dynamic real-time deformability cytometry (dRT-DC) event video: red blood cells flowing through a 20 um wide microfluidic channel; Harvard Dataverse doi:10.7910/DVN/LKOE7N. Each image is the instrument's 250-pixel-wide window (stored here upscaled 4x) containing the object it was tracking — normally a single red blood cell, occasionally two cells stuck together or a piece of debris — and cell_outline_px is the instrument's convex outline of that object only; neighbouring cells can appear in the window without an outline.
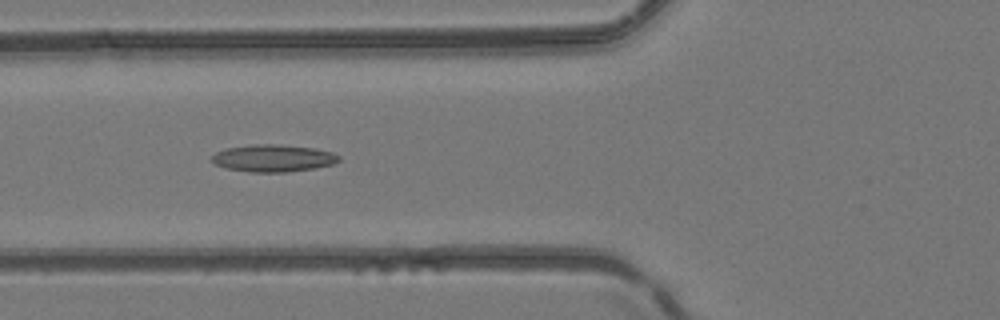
{"species": "common noctule bat (a hibernating species)", "species_latin": "Nyctalus noctula", "temperature_condition": "room temperature", "stored_images_in_passage": 5, "camera_frame_rate_fps": 3000, "um_per_image_px": 0.085, "animal": {"sex": "female", "body_mass_g": 24.6, "forearm_length_mm": 56.2}, "frame": {"image": 1, "passage_image": 5, "time_ms": 4.667, "image_size_px": [1000, 320], "cell_outline_px": [[340, 160], [332, 164], [316, 168], [288, 172], [252, 172], [224, 168], [216, 164], [212, 160], [212, 156], [216, 152], [224, 148], [252, 144], [280, 144], [316, 148], [332, 152], [340, 156]], "centroid_in_image_um": [23.23, 13.44], "position_along_channel_um": 102.6, "area_um2": 20.35}}